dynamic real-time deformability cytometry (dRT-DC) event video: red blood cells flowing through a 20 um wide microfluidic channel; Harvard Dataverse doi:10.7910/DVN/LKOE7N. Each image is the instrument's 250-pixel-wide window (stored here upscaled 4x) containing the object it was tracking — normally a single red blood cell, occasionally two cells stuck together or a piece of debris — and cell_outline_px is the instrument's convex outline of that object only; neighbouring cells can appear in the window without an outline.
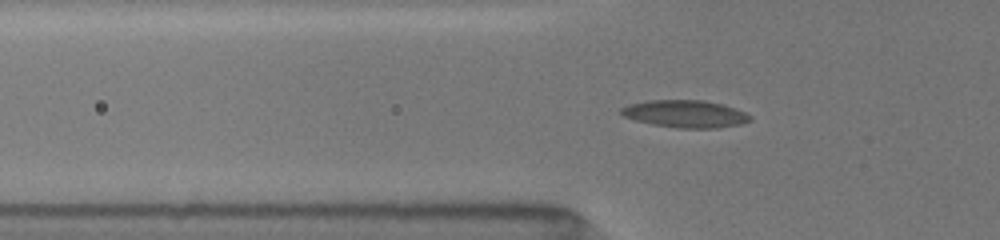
{"species": "common noctule bat (a hibernating species)", "species_latin": "Nyctalus noctula", "temperature_condition": "room temperature", "stored_images_in_passage": 48, "camera_frame_rate_fps": 3000, "um_per_image_px": 0.085, "animal": {"sex": "female", "body_mass_g": 19.5, "forearm_length_mm": 54.1}, "frame": {"image": 1, "passage_image": 19, "time_ms": 6.0, "image_size_px": [1000, 240], "cell_outline_px": [[752, 120], [740, 124], [716, 128], [676, 128], [652, 124], [636, 120], [624, 116], [620, 112], [620, 108], [628, 104], [652, 100], [704, 100], [724, 104], [744, 112], [752, 116]], "centroid_in_image_um": [58.26, 9.67], "position_along_channel_um": 67.5, "area_um2": 20.58}}
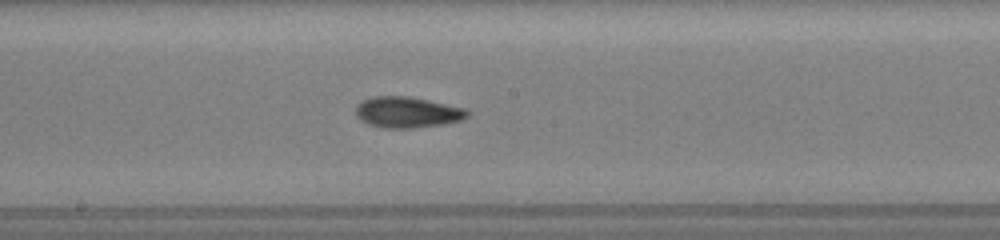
{"frame": {"image": 2, "passage_image": 30, "time_ms": 9.667, "image_size_px": [1000, 240], "cell_outline_px": [[468, 116], [460, 120], [444, 124], [412, 128], [384, 128], [368, 124], [360, 120], [356, 116], [356, 104], [372, 96], [408, 96], [468, 108]], "centroid_in_image_um": [34.61, 9.54], "position_along_channel_um": 213.6, "area_um2": 20.23}}
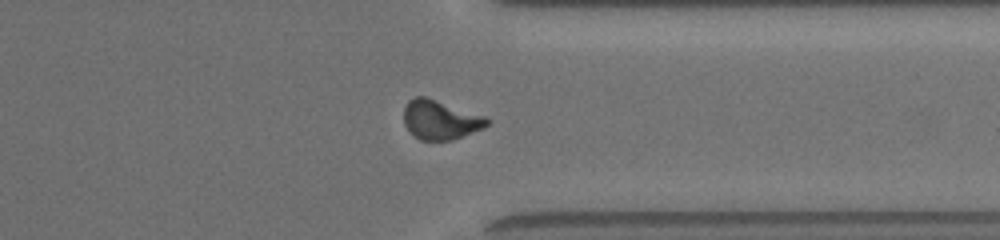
{"frame": {"image": 3, "passage_image": 42, "time_ms": 13.667, "image_size_px": [1000, 240], "cell_outline_px": [[488, 124], [484, 128], [452, 140], [420, 140], [408, 132], [404, 124], [404, 108], [408, 100], [416, 96], [424, 96], [484, 116], [488, 120]], "centroid_in_image_um": [37.38, 10.2], "position_along_channel_um": 374.0, "area_um2": 18.9}, "authors_computed_cell_mechanics": {"area_um2": 18.9295, "velocity_mm_per_s": 4.0313, "shape_relaxation_time_tau1_ms": 5.3424, "shape_relaxation_time_tau2_ms": 2.6442, "deformation_change_tau1": 0.1694, "deformation_change_tau2": 0.0966}}